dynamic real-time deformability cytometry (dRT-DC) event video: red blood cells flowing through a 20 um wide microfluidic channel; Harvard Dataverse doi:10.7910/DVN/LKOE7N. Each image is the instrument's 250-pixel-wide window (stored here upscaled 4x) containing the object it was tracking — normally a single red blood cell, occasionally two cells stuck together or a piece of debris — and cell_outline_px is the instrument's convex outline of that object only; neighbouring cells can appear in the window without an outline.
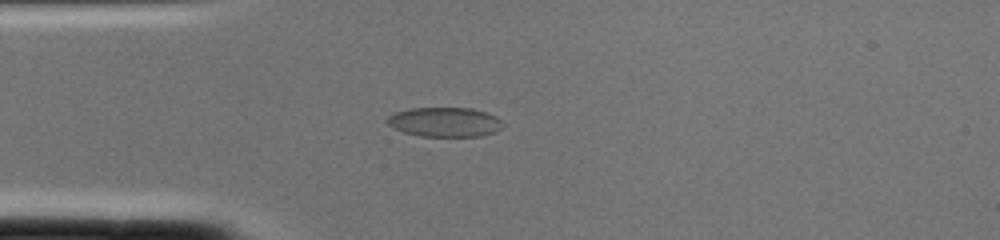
{"species": "common noctule bat (a hibernating species)", "species_latin": "Nyctalus noctula", "temperature_condition": "cold", "stored_images_in_passage": 3, "camera_frame_rate_fps": 3000, "um_per_image_px": 0.085, "animal": {"sex": "female", "body_mass_g": 22.0, "forearm_length_mm": 56.7}, "frame": {"image": 1, "passage_image": 3, "time_ms": 0.667, "image_size_px": [1000, 240], "cell_outline_px": [[504, 124], [500, 128], [492, 132], [480, 136], [420, 136], [404, 132], [388, 124], [384, 120], [388, 116], [396, 112], [412, 108], [472, 108], [488, 112], [496, 116]], "centroid_in_image_um": [37.8, 10.36], "position_along_channel_um": 47.2, "area_um2": 19.77}}